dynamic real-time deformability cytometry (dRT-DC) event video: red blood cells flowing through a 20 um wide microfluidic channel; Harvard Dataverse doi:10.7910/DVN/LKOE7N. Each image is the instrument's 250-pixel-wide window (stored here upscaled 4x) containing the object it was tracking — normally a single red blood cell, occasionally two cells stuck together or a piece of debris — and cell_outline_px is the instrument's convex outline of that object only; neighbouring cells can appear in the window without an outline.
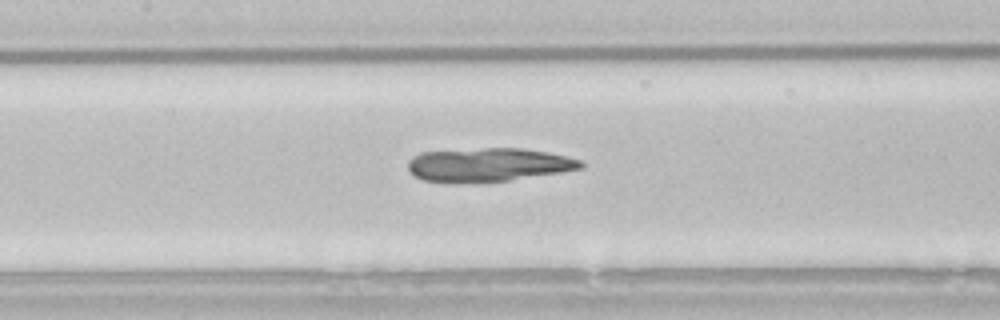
{"species": "common noctule bat (a hibernating species)", "species_latin": "Nyctalus noctula", "temperature_condition": "room temperature", "stored_images_in_passage": 38, "camera_frame_rate_fps": 3000, "um_per_image_px": 0.085, "animal": {"sex": "male", "body_mass_g": 21.5, "forearm_length_mm": 52.0}, "frame": {"image": 1, "passage_image": 10, "time_ms": 3.0, "image_size_px": [1000, 320], "cell_outline_px": [[584, 168], [560, 172], [508, 180], [424, 180], [416, 176], [408, 168], [408, 160], [412, 156], [420, 152], [484, 148], [520, 148], [548, 152], [568, 156], [584, 160]], "centroid_in_image_um": [41.6, 13.95], "position_along_channel_um": 165.8, "area_um2": 32.89}}
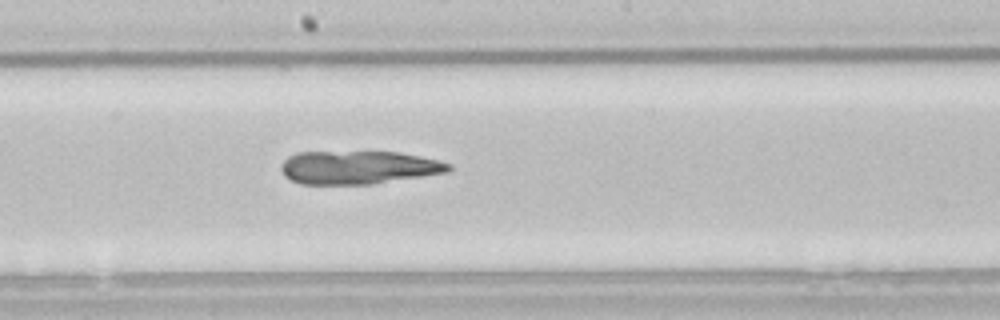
{"frame": {"image": 2, "passage_image": 14, "time_ms": 4.333, "image_size_px": [1000, 320], "cell_outline_px": [[452, 168], [448, 172], [372, 184], [300, 184], [284, 176], [280, 168], [280, 164], [288, 156], [296, 152], [400, 152], [420, 156], [452, 164]], "centroid_in_image_um": [30.44, 14.23], "position_along_channel_um": 217.8, "area_um2": 32.54}}
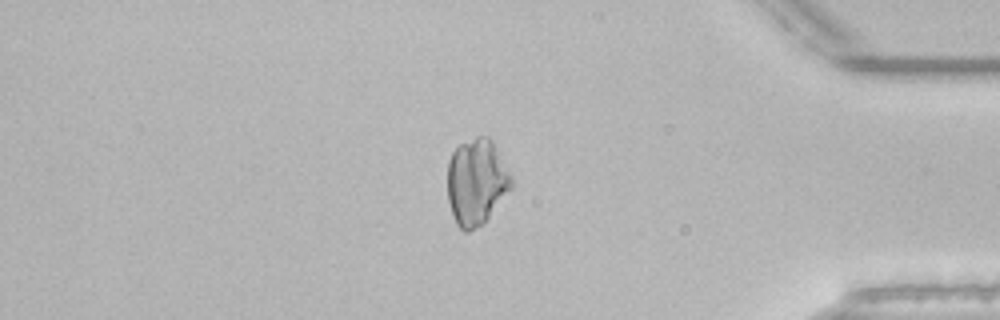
{"frame": {"image": 3, "passage_image": 30, "time_ms": 9.667, "image_size_px": [1000, 320], "cell_outline_px": [[512, 188], [488, 216], [480, 224], [468, 232], [464, 232], [456, 224], [448, 200], [448, 160], [452, 152], [460, 144], [476, 136], [488, 136], [492, 140], [512, 176]], "centroid_in_image_um": [40.49, 15.43], "position_along_channel_um": 394.7, "area_um2": 31.79}}